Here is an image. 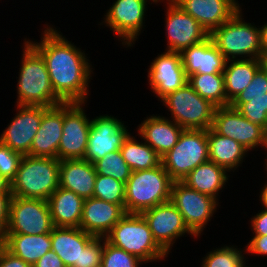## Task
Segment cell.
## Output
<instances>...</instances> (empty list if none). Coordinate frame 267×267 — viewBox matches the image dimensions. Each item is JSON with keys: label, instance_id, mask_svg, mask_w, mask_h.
Wrapping results in <instances>:
<instances>
[{"label": "cell", "instance_id": "cell-48", "mask_svg": "<svg viewBox=\"0 0 267 267\" xmlns=\"http://www.w3.org/2000/svg\"><path fill=\"white\" fill-rule=\"evenodd\" d=\"M262 191L260 190V196H259V201L262 204V207L264 209H267V182L265 183L264 187L261 188Z\"/></svg>", "mask_w": 267, "mask_h": 267}, {"label": "cell", "instance_id": "cell-25", "mask_svg": "<svg viewBox=\"0 0 267 267\" xmlns=\"http://www.w3.org/2000/svg\"><path fill=\"white\" fill-rule=\"evenodd\" d=\"M80 227H53L52 250L61 258L65 267L80 266L81 250L94 238Z\"/></svg>", "mask_w": 267, "mask_h": 267}, {"label": "cell", "instance_id": "cell-12", "mask_svg": "<svg viewBox=\"0 0 267 267\" xmlns=\"http://www.w3.org/2000/svg\"><path fill=\"white\" fill-rule=\"evenodd\" d=\"M86 103H64L63 132L58 147V160L84 159L88 145L91 119ZM84 106V107H83Z\"/></svg>", "mask_w": 267, "mask_h": 267}, {"label": "cell", "instance_id": "cell-36", "mask_svg": "<svg viewBox=\"0 0 267 267\" xmlns=\"http://www.w3.org/2000/svg\"><path fill=\"white\" fill-rule=\"evenodd\" d=\"M93 197L125 208V183L111 176L97 174Z\"/></svg>", "mask_w": 267, "mask_h": 267}, {"label": "cell", "instance_id": "cell-23", "mask_svg": "<svg viewBox=\"0 0 267 267\" xmlns=\"http://www.w3.org/2000/svg\"><path fill=\"white\" fill-rule=\"evenodd\" d=\"M138 135L162 158L178 142L184 130L173 120L153 114L138 125Z\"/></svg>", "mask_w": 267, "mask_h": 267}, {"label": "cell", "instance_id": "cell-20", "mask_svg": "<svg viewBox=\"0 0 267 267\" xmlns=\"http://www.w3.org/2000/svg\"><path fill=\"white\" fill-rule=\"evenodd\" d=\"M64 103L48 107L42 115L29 156L58 159V147L63 132Z\"/></svg>", "mask_w": 267, "mask_h": 267}, {"label": "cell", "instance_id": "cell-41", "mask_svg": "<svg viewBox=\"0 0 267 267\" xmlns=\"http://www.w3.org/2000/svg\"><path fill=\"white\" fill-rule=\"evenodd\" d=\"M11 196V193H0V243L4 239L8 226Z\"/></svg>", "mask_w": 267, "mask_h": 267}, {"label": "cell", "instance_id": "cell-22", "mask_svg": "<svg viewBox=\"0 0 267 267\" xmlns=\"http://www.w3.org/2000/svg\"><path fill=\"white\" fill-rule=\"evenodd\" d=\"M180 55L187 78L192 74H223L227 62L210 36L183 50Z\"/></svg>", "mask_w": 267, "mask_h": 267}, {"label": "cell", "instance_id": "cell-35", "mask_svg": "<svg viewBox=\"0 0 267 267\" xmlns=\"http://www.w3.org/2000/svg\"><path fill=\"white\" fill-rule=\"evenodd\" d=\"M94 166L97 174L111 176L123 183L128 181L132 172L120 150L105 154L103 158L94 163Z\"/></svg>", "mask_w": 267, "mask_h": 267}, {"label": "cell", "instance_id": "cell-21", "mask_svg": "<svg viewBox=\"0 0 267 267\" xmlns=\"http://www.w3.org/2000/svg\"><path fill=\"white\" fill-rule=\"evenodd\" d=\"M125 214V208L120 204L87 198L83 205L80 228L95 237H105Z\"/></svg>", "mask_w": 267, "mask_h": 267}, {"label": "cell", "instance_id": "cell-7", "mask_svg": "<svg viewBox=\"0 0 267 267\" xmlns=\"http://www.w3.org/2000/svg\"><path fill=\"white\" fill-rule=\"evenodd\" d=\"M176 124L188 130H208L212 127L216 106L202 98L187 82L161 100Z\"/></svg>", "mask_w": 267, "mask_h": 267}, {"label": "cell", "instance_id": "cell-13", "mask_svg": "<svg viewBox=\"0 0 267 267\" xmlns=\"http://www.w3.org/2000/svg\"><path fill=\"white\" fill-rule=\"evenodd\" d=\"M211 129L232 138L248 151L264 147L265 129L245 118L237 109L228 106L216 107Z\"/></svg>", "mask_w": 267, "mask_h": 267}, {"label": "cell", "instance_id": "cell-49", "mask_svg": "<svg viewBox=\"0 0 267 267\" xmlns=\"http://www.w3.org/2000/svg\"><path fill=\"white\" fill-rule=\"evenodd\" d=\"M259 60L261 67L267 72V50H262Z\"/></svg>", "mask_w": 267, "mask_h": 267}, {"label": "cell", "instance_id": "cell-8", "mask_svg": "<svg viewBox=\"0 0 267 267\" xmlns=\"http://www.w3.org/2000/svg\"><path fill=\"white\" fill-rule=\"evenodd\" d=\"M209 161L207 130L184 129L178 142L161 158L174 181H181L200 164Z\"/></svg>", "mask_w": 267, "mask_h": 267}, {"label": "cell", "instance_id": "cell-39", "mask_svg": "<svg viewBox=\"0 0 267 267\" xmlns=\"http://www.w3.org/2000/svg\"><path fill=\"white\" fill-rule=\"evenodd\" d=\"M104 250V237H94L81 250L80 266L73 267H100Z\"/></svg>", "mask_w": 267, "mask_h": 267}, {"label": "cell", "instance_id": "cell-16", "mask_svg": "<svg viewBox=\"0 0 267 267\" xmlns=\"http://www.w3.org/2000/svg\"><path fill=\"white\" fill-rule=\"evenodd\" d=\"M129 134L127 126L114 116L105 114L94 117L84 159L94 164L105 154L120 150Z\"/></svg>", "mask_w": 267, "mask_h": 267}, {"label": "cell", "instance_id": "cell-29", "mask_svg": "<svg viewBox=\"0 0 267 267\" xmlns=\"http://www.w3.org/2000/svg\"><path fill=\"white\" fill-rule=\"evenodd\" d=\"M228 171L215 162L207 161L197 166L181 181L200 193L212 196L219 201L220 190L228 183Z\"/></svg>", "mask_w": 267, "mask_h": 267}, {"label": "cell", "instance_id": "cell-43", "mask_svg": "<svg viewBox=\"0 0 267 267\" xmlns=\"http://www.w3.org/2000/svg\"><path fill=\"white\" fill-rule=\"evenodd\" d=\"M0 267H32L27 262L14 256L0 243Z\"/></svg>", "mask_w": 267, "mask_h": 267}, {"label": "cell", "instance_id": "cell-28", "mask_svg": "<svg viewBox=\"0 0 267 267\" xmlns=\"http://www.w3.org/2000/svg\"><path fill=\"white\" fill-rule=\"evenodd\" d=\"M209 161L225 168L228 172L238 169L245 160L248 150L232 138L207 130Z\"/></svg>", "mask_w": 267, "mask_h": 267}, {"label": "cell", "instance_id": "cell-27", "mask_svg": "<svg viewBox=\"0 0 267 267\" xmlns=\"http://www.w3.org/2000/svg\"><path fill=\"white\" fill-rule=\"evenodd\" d=\"M1 244L14 256L21 258L31 266L52 249L51 233L5 234Z\"/></svg>", "mask_w": 267, "mask_h": 267}, {"label": "cell", "instance_id": "cell-42", "mask_svg": "<svg viewBox=\"0 0 267 267\" xmlns=\"http://www.w3.org/2000/svg\"><path fill=\"white\" fill-rule=\"evenodd\" d=\"M245 254L267 255V235H254L245 247Z\"/></svg>", "mask_w": 267, "mask_h": 267}, {"label": "cell", "instance_id": "cell-4", "mask_svg": "<svg viewBox=\"0 0 267 267\" xmlns=\"http://www.w3.org/2000/svg\"><path fill=\"white\" fill-rule=\"evenodd\" d=\"M108 243L138 257L145 263L165 260L168 254L154 240L141 214L126 213L105 236Z\"/></svg>", "mask_w": 267, "mask_h": 267}, {"label": "cell", "instance_id": "cell-30", "mask_svg": "<svg viewBox=\"0 0 267 267\" xmlns=\"http://www.w3.org/2000/svg\"><path fill=\"white\" fill-rule=\"evenodd\" d=\"M260 67L259 59H236L226 62L223 76L227 106L250 85Z\"/></svg>", "mask_w": 267, "mask_h": 267}, {"label": "cell", "instance_id": "cell-5", "mask_svg": "<svg viewBox=\"0 0 267 267\" xmlns=\"http://www.w3.org/2000/svg\"><path fill=\"white\" fill-rule=\"evenodd\" d=\"M58 187V159L23 155L16 177L11 182V195L47 201Z\"/></svg>", "mask_w": 267, "mask_h": 267}, {"label": "cell", "instance_id": "cell-2", "mask_svg": "<svg viewBox=\"0 0 267 267\" xmlns=\"http://www.w3.org/2000/svg\"><path fill=\"white\" fill-rule=\"evenodd\" d=\"M26 40L17 80L16 105L53 107L62 104L55 95L44 59Z\"/></svg>", "mask_w": 267, "mask_h": 267}, {"label": "cell", "instance_id": "cell-37", "mask_svg": "<svg viewBox=\"0 0 267 267\" xmlns=\"http://www.w3.org/2000/svg\"><path fill=\"white\" fill-rule=\"evenodd\" d=\"M143 263L138 257L111 245L104 237L101 267H139Z\"/></svg>", "mask_w": 267, "mask_h": 267}, {"label": "cell", "instance_id": "cell-15", "mask_svg": "<svg viewBox=\"0 0 267 267\" xmlns=\"http://www.w3.org/2000/svg\"><path fill=\"white\" fill-rule=\"evenodd\" d=\"M141 215L148 223L154 240L167 254H170L179 237L188 234L197 238L186 226L183 216L171 201L147 209Z\"/></svg>", "mask_w": 267, "mask_h": 267}, {"label": "cell", "instance_id": "cell-33", "mask_svg": "<svg viewBox=\"0 0 267 267\" xmlns=\"http://www.w3.org/2000/svg\"><path fill=\"white\" fill-rule=\"evenodd\" d=\"M229 105L252 123L267 130V96L236 97Z\"/></svg>", "mask_w": 267, "mask_h": 267}, {"label": "cell", "instance_id": "cell-46", "mask_svg": "<svg viewBox=\"0 0 267 267\" xmlns=\"http://www.w3.org/2000/svg\"><path fill=\"white\" fill-rule=\"evenodd\" d=\"M261 48L267 50V22L260 27Z\"/></svg>", "mask_w": 267, "mask_h": 267}, {"label": "cell", "instance_id": "cell-11", "mask_svg": "<svg viewBox=\"0 0 267 267\" xmlns=\"http://www.w3.org/2000/svg\"><path fill=\"white\" fill-rule=\"evenodd\" d=\"M151 1L158 4L164 0ZM147 2L148 0H116L99 25L106 24L105 26L115 33L116 38L118 37V41H122V46L132 47L145 27Z\"/></svg>", "mask_w": 267, "mask_h": 267}, {"label": "cell", "instance_id": "cell-44", "mask_svg": "<svg viewBox=\"0 0 267 267\" xmlns=\"http://www.w3.org/2000/svg\"><path fill=\"white\" fill-rule=\"evenodd\" d=\"M250 219L253 235H267V209L262 208L260 212Z\"/></svg>", "mask_w": 267, "mask_h": 267}, {"label": "cell", "instance_id": "cell-18", "mask_svg": "<svg viewBox=\"0 0 267 267\" xmlns=\"http://www.w3.org/2000/svg\"><path fill=\"white\" fill-rule=\"evenodd\" d=\"M149 67V86L160 100L188 82L180 53L165 51L158 54Z\"/></svg>", "mask_w": 267, "mask_h": 267}, {"label": "cell", "instance_id": "cell-47", "mask_svg": "<svg viewBox=\"0 0 267 267\" xmlns=\"http://www.w3.org/2000/svg\"><path fill=\"white\" fill-rule=\"evenodd\" d=\"M0 193H11V183L0 175Z\"/></svg>", "mask_w": 267, "mask_h": 267}, {"label": "cell", "instance_id": "cell-1", "mask_svg": "<svg viewBox=\"0 0 267 267\" xmlns=\"http://www.w3.org/2000/svg\"><path fill=\"white\" fill-rule=\"evenodd\" d=\"M42 32L39 43L27 41L44 59L55 95L63 103H87L93 67L85 51L68 41L53 25L45 26Z\"/></svg>", "mask_w": 267, "mask_h": 267}, {"label": "cell", "instance_id": "cell-19", "mask_svg": "<svg viewBox=\"0 0 267 267\" xmlns=\"http://www.w3.org/2000/svg\"><path fill=\"white\" fill-rule=\"evenodd\" d=\"M209 33L227 22L240 8L237 0H173Z\"/></svg>", "mask_w": 267, "mask_h": 267}, {"label": "cell", "instance_id": "cell-10", "mask_svg": "<svg viewBox=\"0 0 267 267\" xmlns=\"http://www.w3.org/2000/svg\"><path fill=\"white\" fill-rule=\"evenodd\" d=\"M53 227L46 200L11 196L5 234L40 235L51 233Z\"/></svg>", "mask_w": 267, "mask_h": 267}, {"label": "cell", "instance_id": "cell-34", "mask_svg": "<svg viewBox=\"0 0 267 267\" xmlns=\"http://www.w3.org/2000/svg\"><path fill=\"white\" fill-rule=\"evenodd\" d=\"M245 250L235 246L216 247L203 257L201 267H244L246 265Z\"/></svg>", "mask_w": 267, "mask_h": 267}, {"label": "cell", "instance_id": "cell-31", "mask_svg": "<svg viewBox=\"0 0 267 267\" xmlns=\"http://www.w3.org/2000/svg\"><path fill=\"white\" fill-rule=\"evenodd\" d=\"M120 152L131 171L148 170L161 164V157L145 141L136 140L129 134Z\"/></svg>", "mask_w": 267, "mask_h": 267}, {"label": "cell", "instance_id": "cell-26", "mask_svg": "<svg viewBox=\"0 0 267 267\" xmlns=\"http://www.w3.org/2000/svg\"><path fill=\"white\" fill-rule=\"evenodd\" d=\"M85 199L73 191L58 187L47 199L55 227H80Z\"/></svg>", "mask_w": 267, "mask_h": 267}, {"label": "cell", "instance_id": "cell-32", "mask_svg": "<svg viewBox=\"0 0 267 267\" xmlns=\"http://www.w3.org/2000/svg\"><path fill=\"white\" fill-rule=\"evenodd\" d=\"M188 83L216 107L227 106L223 74H192L188 77Z\"/></svg>", "mask_w": 267, "mask_h": 267}, {"label": "cell", "instance_id": "cell-14", "mask_svg": "<svg viewBox=\"0 0 267 267\" xmlns=\"http://www.w3.org/2000/svg\"><path fill=\"white\" fill-rule=\"evenodd\" d=\"M167 12L165 30L167 47L165 51L181 53L190 46L199 44L209 33L173 0H166Z\"/></svg>", "mask_w": 267, "mask_h": 267}, {"label": "cell", "instance_id": "cell-24", "mask_svg": "<svg viewBox=\"0 0 267 267\" xmlns=\"http://www.w3.org/2000/svg\"><path fill=\"white\" fill-rule=\"evenodd\" d=\"M96 177L94 164L85 159L59 161V187L73 191L84 199L93 197Z\"/></svg>", "mask_w": 267, "mask_h": 267}, {"label": "cell", "instance_id": "cell-38", "mask_svg": "<svg viewBox=\"0 0 267 267\" xmlns=\"http://www.w3.org/2000/svg\"><path fill=\"white\" fill-rule=\"evenodd\" d=\"M23 155L0 141V175L10 183L14 180Z\"/></svg>", "mask_w": 267, "mask_h": 267}, {"label": "cell", "instance_id": "cell-45", "mask_svg": "<svg viewBox=\"0 0 267 267\" xmlns=\"http://www.w3.org/2000/svg\"><path fill=\"white\" fill-rule=\"evenodd\" d=\"M32 267H65L61 258L51 249Z\"/></svg>", "mask_w": 267, "mask_h": 267}, {"label": "cell", "instance_id": "cell-17", "mask_svg": "<svg viewBox=\"0 0 267 267\" xmlns=\"http://www.w3.org/2000/svg\"><path fill=\"white\" fill-rule=\"evenodd\" d=\"M17 114L0 134V141L12 150L28 155L39 130L43 112L48 107L16 105Z\"/></svg>", "mask_w": 267, "mask_h": 267}, {"label": "cell", "instance_id": "cell-6", "mask_svg": "<svg viewBox=\"0 0 267 267\" xmlns=\"http://www.w3.org/2000/svg\"><path fill=\"white\" fill-rule=\"evenodd\" d=\"M243 17L240 8L227 22L209 35L227 61L259 59L261 56L260 27L247 23Z\"/></svg>", "mask_w": 267, "mask_h": 267}, {"label": "cell", "instance_id": "cell-40", "mask_svg": "<svg viewBox=\"0 0 267 267\" xmlns=\"http://www.w3.org/2000/svg\"><path fill=\"white\" fill-rule=\"evenodd\" d=\"M267 96V72L260 67L255 73L250 85L237 97Z\"/></svg>", "mask_w": 267, "mask_h": 267}, {"label": "cell", "instance_id": "cell-9", "mask_svg": "<svg viewBox=\"0 0 267 267\" xmlns=\"http://www.w3.org/2000/svg\"><path fill=\"white\" fill-rule=\"evenodd\" d=\"M170 201L179 210L186 226L196 237L202 235L219 205V201L212 196L193 190L182 181L173 182Z\"/></svg>", "mask_w": 267, "mask_h": 267}, {"label": "cell", "instance_id": "cell-50", "mask_svg": "<svg viewBox=\"0 0 267 267\" xmlns=\"http://www.w3.org/2000/svg\"><path fill=\"white\" fill-rule=\"evenodd\" d=\"M265 151L267 150V130H265V144H264V147ZM267 153V152H266ZM265 165H267V156H266V159H265Z\"/></svg>", "mask_w": 267, "mask_h": 267}, {"label": "cell", "instance_id": "cell-3", "mask_svg": "<svg viewBox=\"0 0 267 267\" xmlns=\"http://www.w3.org/2000/svg\"><path fill=\"white\" fill-rule=\"evenodd\" d=\"M173 182L162 163L152 169L132 171L125 183V212L141 214L170 201Z\"/></svg>", "mask_w": 267, "mask_h": 267}]
</instances>
